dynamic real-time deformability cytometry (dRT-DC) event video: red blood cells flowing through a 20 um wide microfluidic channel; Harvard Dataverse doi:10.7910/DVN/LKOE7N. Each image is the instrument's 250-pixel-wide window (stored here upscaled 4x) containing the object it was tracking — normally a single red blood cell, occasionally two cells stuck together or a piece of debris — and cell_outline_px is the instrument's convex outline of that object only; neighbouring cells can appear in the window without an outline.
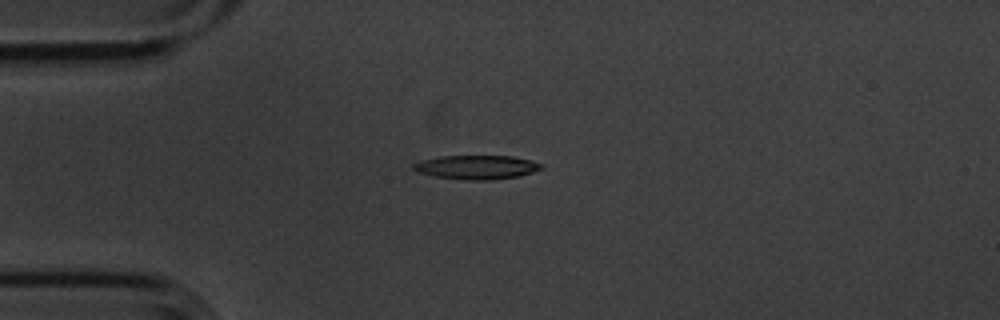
{"species": "common noctule bat (a hibernating species)", "species_latin": "Nyctalus noctula", "temperature_condition": "cold", "stored_images_in_passage": 5, "camera_frame_rate_fps": 3000, "um_per_image_px": 0.085, "animal": {"sex": "male", "body_mass_g": 20.1, "forearm_length_mm": 53.5}, "frame": {"image": 1, "passage_image": 5, "time_ms": 1.333, "image_size_px": [1000, 320], "cell_outline_px": [[544, 168], [520, 176], [492, 180], [464, 180], [436, 176], [416, 172], [412, 168], [412, 164], [420, 160], [440, 156], [512, 156], [532, 160], [544, 164]], "centroid_in_image_um": [40.53, 14.21], "position_along_channel_um": 44.5, "area_um2": 18.09}}